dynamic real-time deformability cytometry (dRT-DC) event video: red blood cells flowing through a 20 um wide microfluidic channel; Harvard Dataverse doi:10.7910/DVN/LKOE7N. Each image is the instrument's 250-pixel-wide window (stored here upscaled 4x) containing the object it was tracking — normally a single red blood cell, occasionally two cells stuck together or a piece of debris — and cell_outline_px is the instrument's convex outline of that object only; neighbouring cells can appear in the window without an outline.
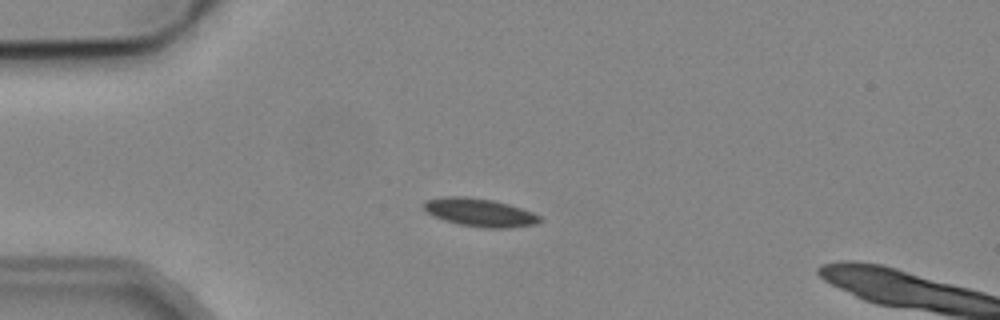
{"species": "common noctule bat (a hibernating species)", "species_latin": "Nyctalus noctula", "temperature_condition": "cold", "stored_images_in_passage": 6, "camera_frame_rate_fps": 3000, "um_per_image_px": 0.085, "animal": {"sex": "male", "body_mass_g": 19.2, "forearm_length_mm": 51.8}, "frame": {"image": 1, "passage_image": 5, "time_ms": 4.667, "image_size_px": [1000, 320], "cell_outline_px": [[540, 220], [536, 224], [508, 228], [484, 228], [460, 224], [444, 220], [432, 216], [424, 208], [424, 204], [428, 200], [444, 196], [468, 196], [492, 200], [508, 204], [532, 212], [540, 216]], "centroid_in_image_um": [40.77, 18.06], "position_along_channel_um": 44.2, "area_um2": 18.84}}